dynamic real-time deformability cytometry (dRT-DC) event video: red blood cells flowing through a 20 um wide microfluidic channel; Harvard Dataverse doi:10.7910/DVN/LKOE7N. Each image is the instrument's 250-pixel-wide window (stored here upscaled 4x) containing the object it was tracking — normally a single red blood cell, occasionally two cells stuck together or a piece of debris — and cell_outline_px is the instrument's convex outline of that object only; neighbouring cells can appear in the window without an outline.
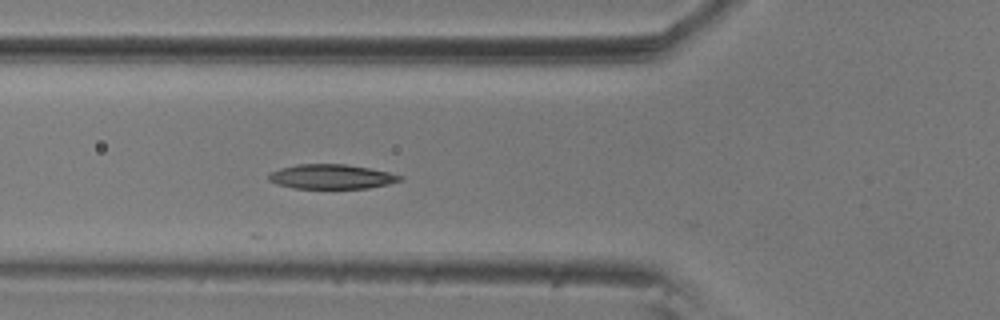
{"species": "common noctule bat (a hibernating species)", "species_latin": "Nyctalus noctula", "temperature_condition": "room temperature", "stored_images_in_passage": 2, "camera_frame_rate_fps": 3000, "um_per_image_px": 0.085, "animal": {"sex": "male", "body_mass_g": 20.5, "forearm_length_mm": 52.5}, "frame": {"image": 1, "passage_image": 2, "time_ms": 0.333, "image_size_px": [1000, 320], "cell_outline_px": [[404, 180], [388, 184], [368, 188], [292, 188], [276, 184], [268, 180], [268, 176], [272, 172], [280, 168], [296, 164], [344, 164], [368, 168], [388, 172], [404, 176]], "centroid_in_image_um": [28.18, 15.02], "position_along_channel_um": 97.6, "area_um2": 18.79}}